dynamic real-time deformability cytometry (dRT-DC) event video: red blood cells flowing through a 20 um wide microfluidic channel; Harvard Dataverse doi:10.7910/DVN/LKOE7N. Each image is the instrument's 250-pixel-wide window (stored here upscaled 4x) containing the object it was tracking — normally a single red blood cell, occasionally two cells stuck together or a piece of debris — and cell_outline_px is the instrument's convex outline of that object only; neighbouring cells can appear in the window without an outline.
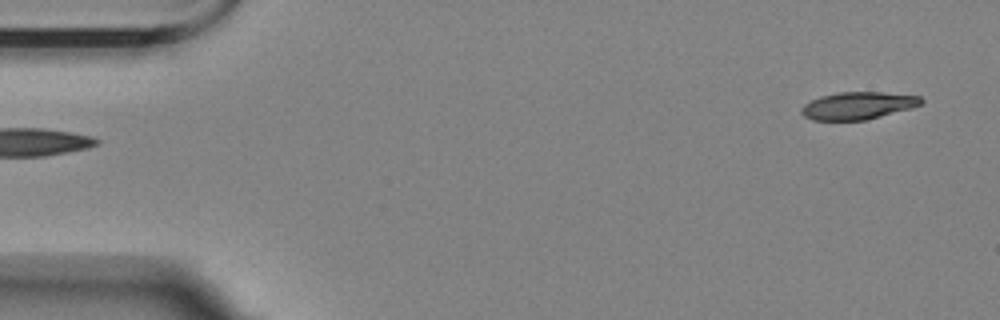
{"species": "Egyptian fruit bat (a non-hibernating species)", "species_latin": "Rousettus aegyptiacus", "temperature_condition": "room temperature", "stored_images_in_passage": 3, "segment_of_instrument_passage": [2, 2], "camera_frame_rate_fps": 3000, "um_per_image_px": 0.085, "animal": {"sex": "female"}, "frame": {"image": 1, "passage_image": 3, "time_ms": 2.333, "image_size_px": [1000, 320], "cell_outline_px": [[924, 100], [920, 104], [912, 108], [864, 120], [812, 120], [804, 116], [800, 112], [800, 108], [804, 104], [820, 96], [840, 92], [880, 92], [920, 96]], "centroid_in_image_um": [72.9, 8.98], "position_along_channel_um": 12.1, "area_um2": 19.02}}